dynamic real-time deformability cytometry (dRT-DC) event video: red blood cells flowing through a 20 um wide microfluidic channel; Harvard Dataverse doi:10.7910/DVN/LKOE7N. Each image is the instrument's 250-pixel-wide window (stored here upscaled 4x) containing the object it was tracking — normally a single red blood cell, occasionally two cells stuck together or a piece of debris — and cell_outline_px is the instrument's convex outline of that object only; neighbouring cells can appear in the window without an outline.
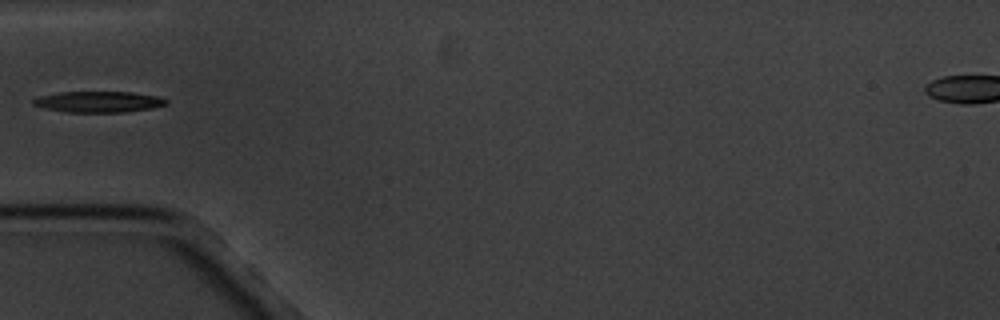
{"species": "common noctule bat (a hibernating species)", "species_latin": "Nyctalus noctula", "temperature_condition": "cold", "stored_images_in_passage": 12, "camera_frame_rate_fps": 3000, "um_per_image_px": 0.085, "animal": {"sex": "male", "body_mass_g": 20.1, "forearm_length_mm": 53.5}, "frame": {"image": 1, "passage_image": 1, "time_ms": 0.0, "image_size_px": [1000, 320], "cell_outline_px": [[168, 104], [152, 108], [124, 112], [64, 112], [44, 108], [32, 104], [32, 100], [40, 96], [60, 92], [132, 92], [160, 96], [168, 100]], "centroid_in_image_um": [8.41, 8.65], "position_along_channel_um": 76.6, "area_um2": 16.36}}
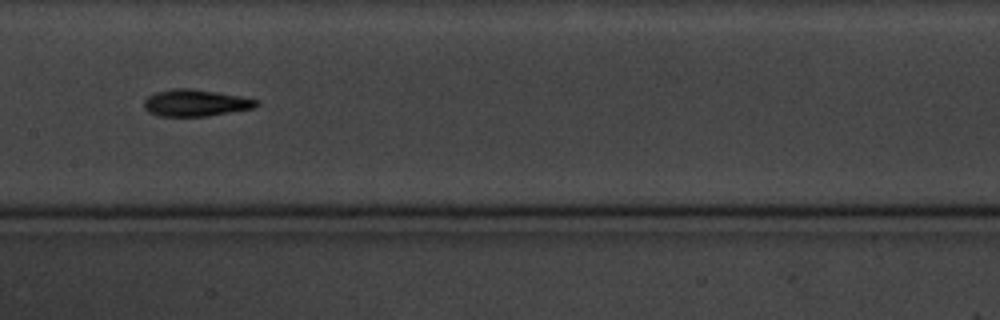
{"frame": {"image": 2, "passage_image": 4, "time_ms": 3.333, "image_size_px": [1000, 320], "cell_outline_px": [[260, 104], [256, 108], [208, 116], [160, 116], [148, 112], [144, 108], [144, 100], [148, 96], [156, 92], [176, 88], [188, 88], [216, 92], [240, 96], [260, 100]], "centroid_in_image_um": [16.66, 8.75], "position_along_channel_um": 190.7, "area_um2": 17.63}}
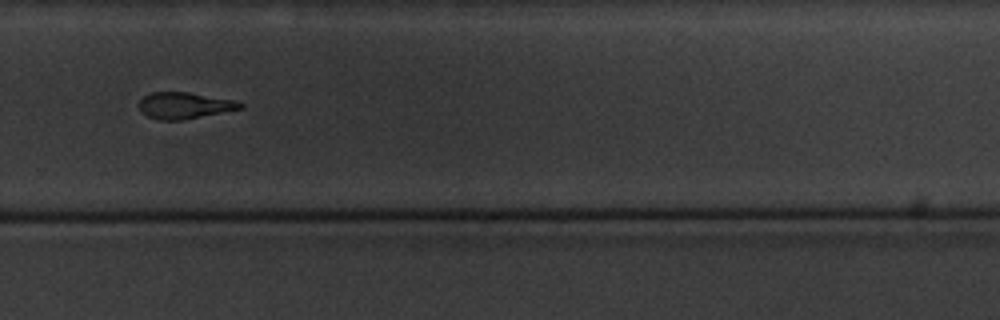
{"frame": {"image": 3, "passage_image": 7, "time_ms": 7.0, "image_size_px": [1000, 320], "cell_outline_px": [[244, 108], [180, 120], [160, 120], [148, 116], [140, 112], [140, 100], [144, 96], [152, 92], [188, 92], [236, 100], [244, 104]], "centroid_in_image_um": [15.69, 8.96], "position_along_channel_um": 314.1, "area_um2": 15.49}}